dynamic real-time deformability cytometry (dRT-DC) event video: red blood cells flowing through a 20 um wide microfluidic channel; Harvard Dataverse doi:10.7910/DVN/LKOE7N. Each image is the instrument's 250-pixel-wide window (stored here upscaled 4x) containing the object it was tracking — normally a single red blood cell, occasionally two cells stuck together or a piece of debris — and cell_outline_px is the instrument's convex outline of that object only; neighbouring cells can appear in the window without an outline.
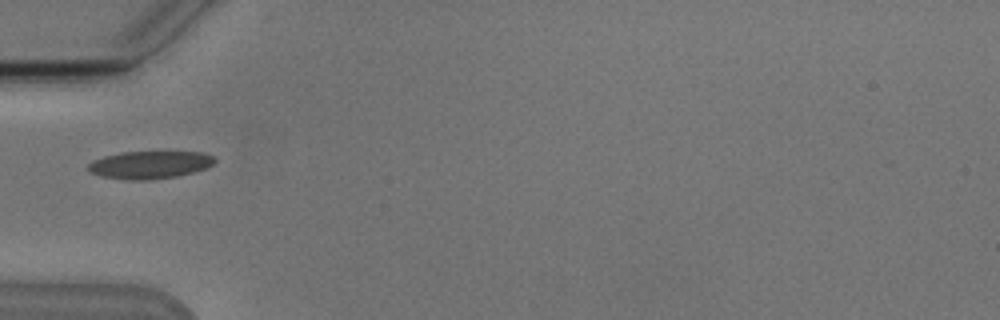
{"species": "Egyptian fruit bat (a non-hibernating species)", "species_latin": "Rousettus aegyptiacus", "temperature_condition": "cold", "stored_images_in_passage": 1, "camera_frame_rate_fps": 3000, "um_per_image_px": 0.085, "animal": {"sex": "male"}, "frame": {"image": 1, "passage_image": 1, "time_ms": 0.0, "image_size_px": [1000, 320], "cell_outline_px": [[216, 160], [208, 168], [176, 176], [148, 180], [128, 180], [104, 176], [92, 172], [88, 168], [88, 164], [92, 160], [104, 156], [120, 152], [204, 152], [212, 156]], "centroid_in_image_um": [12.75, 14.0], "position_along_channel_um": 72.3, "area_um2": 20.23}}